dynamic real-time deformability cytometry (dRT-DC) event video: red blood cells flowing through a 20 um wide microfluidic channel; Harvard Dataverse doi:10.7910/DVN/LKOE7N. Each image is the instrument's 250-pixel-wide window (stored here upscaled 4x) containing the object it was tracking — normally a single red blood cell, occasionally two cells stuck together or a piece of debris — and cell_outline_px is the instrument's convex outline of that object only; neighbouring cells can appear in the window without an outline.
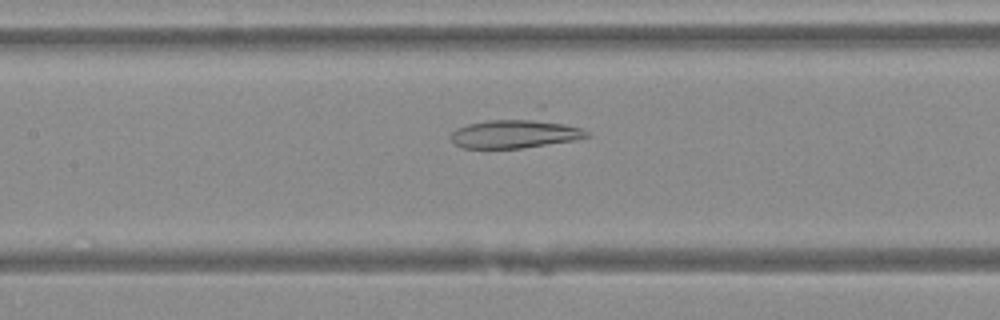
{"species": "Egyptian fruit bat (a non-hibernating species)", "species_latin": "Rousettus aegyptiacus", "temperature_condition": "warm", "stored_images_in_passage": 26, "camera_frame_rate_fps": 3000, "um_per_image_px": 0.085, "animal": {"sex": "female"}, "frame": {"image": 1, "passage_image": 17, "time_ms": 5.333, "image_size_px": [1000, 320], "cell_outline_px": [[592, 136], [572, 140], [520, 148], [464, 148], [456, 144], [452, 140], [452, 132], [456, 128], [468, 124], [540, 104], [584, 128]], "centroid_in_image_um": [44.12, 11.06], "position_along_channel_um": 163.3, "area_um2": 27.98}}
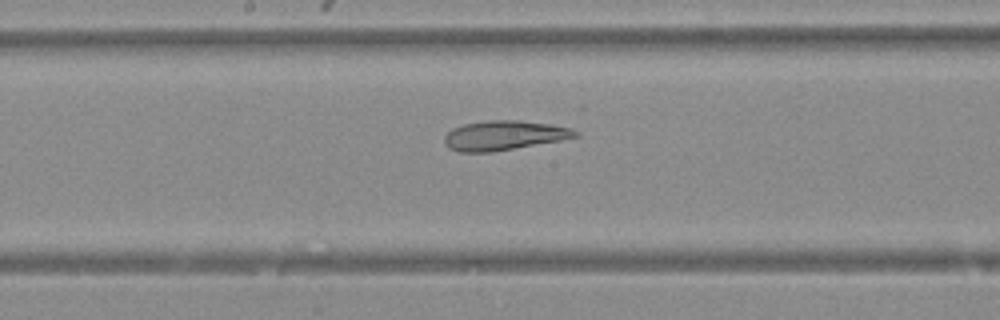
{"frame": {"image": 2, "passage_image": 20, "time_ms": 6.333, "image_size_px": [1000, 320], "cell_outline_px": [[580, 136], [560, 140], [492, 152], [460, 152], [448, 148], [444, 144], [444, 136], [452, 128], [464, 124], [488, 120], [516, 120], [552, 124], [568, 128], [580, 132]], "centroid_in_image_um": [42.81, 11.51], "position_along_channel_um": 205.4, "area_um2": 22.48}}
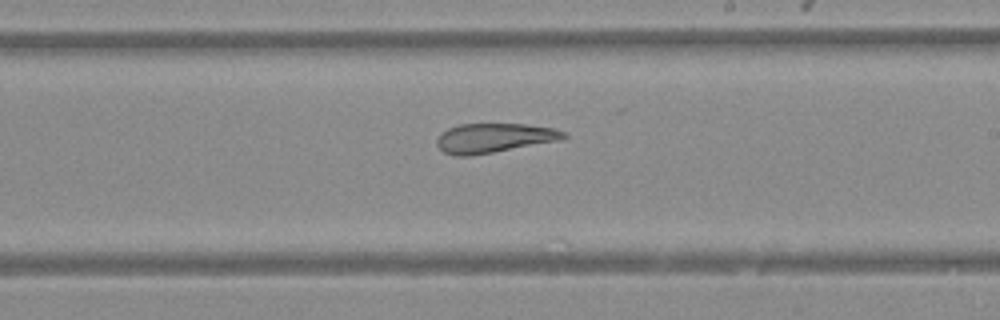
{"frame": {"image": 3, "passage_image": 23, "time_ms": 7.333, "image_size_px": [1000, 320], "cell_outline_px": [[568, 136], [560, 140], [492, 152], [468, 156], [456, 156], [444, 152], [436, 144], [436, 140], [440, 132], [456, 124], [524, 124], [556, 128], [564, 132]], "centroid_in_image_um": [41.96, 11.71], "position_along_channel_um": 247.0, "area_um2": 21.68}}